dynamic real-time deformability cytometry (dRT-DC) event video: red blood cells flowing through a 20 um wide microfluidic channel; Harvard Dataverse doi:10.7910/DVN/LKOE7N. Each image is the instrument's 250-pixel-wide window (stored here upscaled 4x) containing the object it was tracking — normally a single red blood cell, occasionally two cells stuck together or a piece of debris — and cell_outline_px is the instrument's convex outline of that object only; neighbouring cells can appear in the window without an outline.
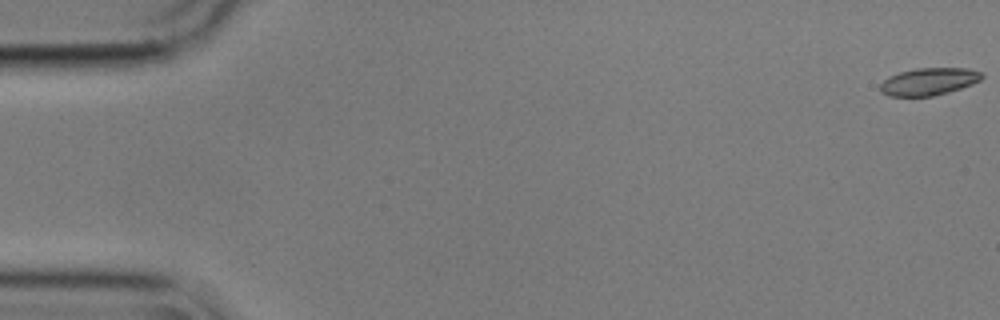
{"species": "common noctule bat (a hibernating species)", "species_latin": "Nyctalus noctula", "temperature_condition": "cold", "stored_images_in_passage": 8, "camera_frame_rate_fps": 3000, "um_per_image_px": 0.085, "animal": {"sex": "male", "body_mass_g": 17.9}, "frame": {"image": 1, "passage_image": 1, "time_ms": 0.0, "image_size_px": [1000, 320], "cell_outline_px": [[984, 76], [980, 80], [972, 84], [948, 92], [932, 96], [888, 96], [880, 92], [880, 84], [888, 76], [900, 72], [916, 68], [968, 68], [980, 72]], "centroid_in_image_um": [78.92, 6.93], "position_along_channel_um": 6.1, "area_um2": 16.18}}